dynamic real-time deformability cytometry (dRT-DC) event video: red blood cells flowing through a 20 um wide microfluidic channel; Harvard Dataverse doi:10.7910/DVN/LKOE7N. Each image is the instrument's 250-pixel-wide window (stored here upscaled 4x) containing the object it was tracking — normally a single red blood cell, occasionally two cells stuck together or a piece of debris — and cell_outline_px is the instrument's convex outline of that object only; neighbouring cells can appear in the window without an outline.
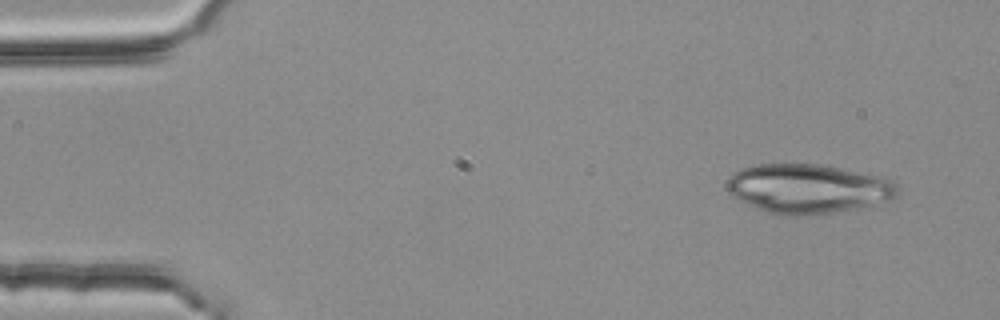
{"species": "common noctule bat (a hibernating species)", "species_latin": "Nyctalus noctula", "temperature_condition": "room temperature", "stored_images_in_passage": 4, "camera_frame_rate_fps": 3000, "um_per_image_px": 0.085, "animal": {"sex": "female", "body_mass_g": 25.1}, "frame": {"image": 1, "passage_image": 1, "time_ms": 0.0, "image_size_px": [1000, 320], "cell_outline_px": [[900, 196], [892, 200], [856, 208], [832, 212], [788, 216], [784, 216], [760, 208], [740, 200], [732, 196], [728, 192], [728, 180], [740, 168], [756, 164], [820, 164], [884, 176], [892, 180], [900, 188]], "centroid_in_image_um": [68.78, 16.01], "position_along_channel_um": 16.2, "area_um2": 48.84}}